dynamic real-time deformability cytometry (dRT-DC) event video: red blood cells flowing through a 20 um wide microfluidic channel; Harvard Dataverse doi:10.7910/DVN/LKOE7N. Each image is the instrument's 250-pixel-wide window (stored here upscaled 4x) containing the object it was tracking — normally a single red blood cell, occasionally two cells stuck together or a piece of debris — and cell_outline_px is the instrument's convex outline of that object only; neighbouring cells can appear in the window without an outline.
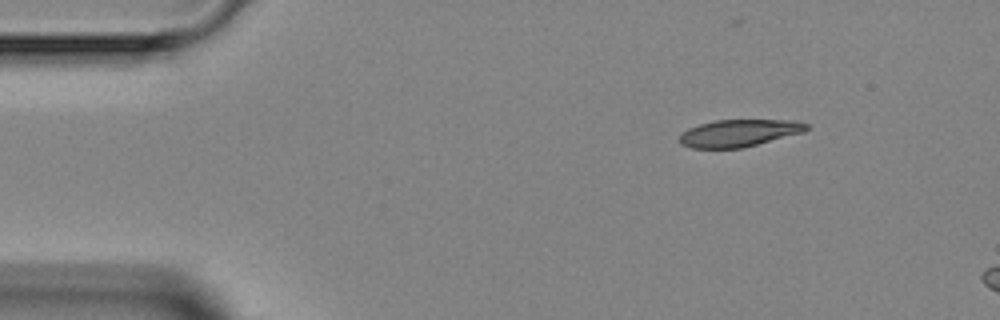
{"species": "Egyptian fruit bat (a non-hibernating species)", "species_latin": "Rousettus aegyptiacus", "temperature_condition": "room temperature", "stored_images_in_passage": 2, "camera_frame_rate_fps": 3000, "um_per_image_px": 0.085, "animal": {"sex": "female"}, "frame": {"image": 1, "passage_image": 1, "time_ms": 0.0, "image_size_px": [1000, 320], "cell_outline_px": [[808, 128], [804, 132], [740, 148], [692, 148], [680, 144], [680, 136], [688, 128], [700, 124], [716, 120], [792, 120], [808, 124]], "centroid_in_image_um": [62.81, 11.3], "position_along_channel_um": 22.2, "area_um2": 19.83}}